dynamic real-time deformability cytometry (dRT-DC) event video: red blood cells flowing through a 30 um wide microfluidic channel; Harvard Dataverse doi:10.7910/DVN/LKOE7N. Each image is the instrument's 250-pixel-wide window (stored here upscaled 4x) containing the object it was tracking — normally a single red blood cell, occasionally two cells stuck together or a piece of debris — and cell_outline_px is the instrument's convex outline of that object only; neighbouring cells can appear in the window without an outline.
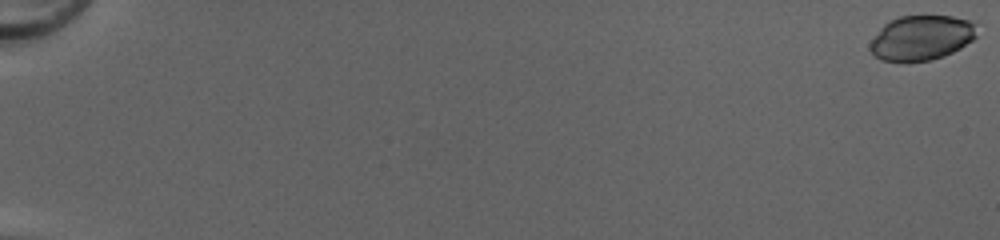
{"species": "common noctule bat (a hibernating species)", "species_latin": "Nyctalus noctula", "temperature_condition": "cold", "stored_images_in_passage": 52, "camera_frame_rate_fps": 3000, "um_per_image_px": 0.085, "animal": {"sex": "female", "body_mass_g": 20.0, "forearm_length_mm": 54.0}, "frame": {"image": 1, "passage_image": 1, "time_ms": 0.0, "image_size_px": [1000, 240], "cell_outline_px": [[976, 36], [972, 40], [960, 48], [944, 56], [928, 60], [908, 64], [880, 60], [868, 48], [868, 44], [880, 28], [884, 24], [900, 16], [952, 16], [968, 20], [972, 24]], "centroid_in_image_um": [78.25, 3.25], "position_along_channel_um": 6.8, "area_um2": 28.03}}
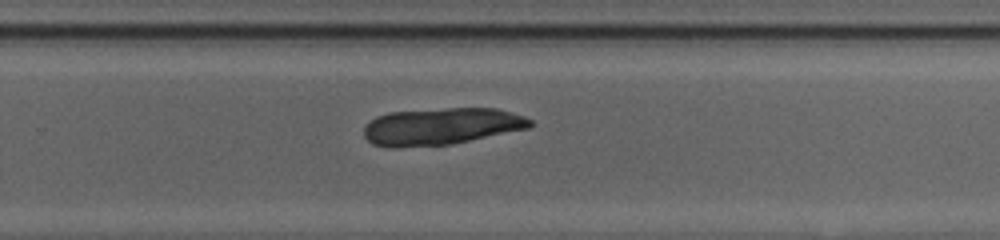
{"frame": {"image": 2, "passage_image": 37, "time_ms": 12.0, "image_size_px": [1000, 240], "cell_outline_px": [[532, 124], [528, 128], [452, 144], [400, 148], [388, 148], [372, 144], [364, 136], [364, 128], [376, 116], [388, 112], [448, 108], [496, 108], [512, 112], [524, 116], [532, 120]], "centroid_in_image_um": [37.48, 10.75], "position_along_channel_um": 292.3, "area_um2": 35.95}}
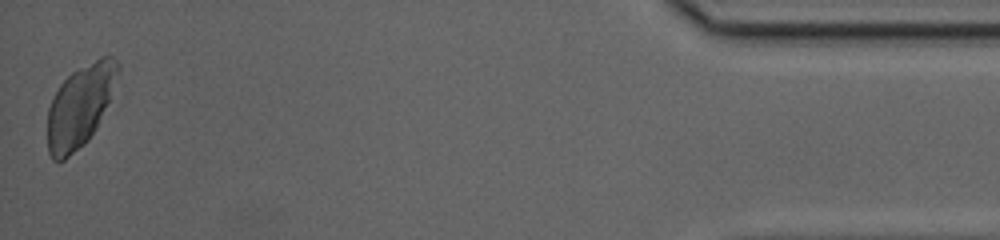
{"frame": {"image": 3, "passage_image": 52, "time_ms": 17.0, "image_size_px": [1000, 240], "cell_outline_px": [[120, 72], [96, 128], [88, 140], [84, 144], [64, 160], [52, 160], [48, 152], [48, 108], [60, 84], [72, 72], [100, 56], [112, 56], [116, 60], [120, 68]], "centroid_in_image_um": [6.79, 9.0], "position_along_channel_um": 428.4, "area_um2": 33.12}}